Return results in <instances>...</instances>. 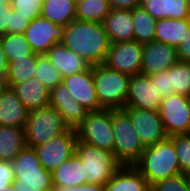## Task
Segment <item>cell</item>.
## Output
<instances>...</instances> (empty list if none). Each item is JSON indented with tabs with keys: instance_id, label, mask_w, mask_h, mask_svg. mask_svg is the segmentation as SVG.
Masks as SVG:
<instances>
[{
	"instance_id": "6da1fadb",
	"label": "cell",
	"mask_w": 190,
	"mask_h": 191,
	"mask_svg": "<svg viewBox=\"0 0 190 191\" xmlns=\"http://www.w3.org/2000/svg\"><path fill=\"white\" fill-rule=\"evenodd\" d=\"M61 43L91 66L104 63L110 46L102 23L78 20L65 26Z\"/></svg>"
},
{
	"instance_id": "7a4b0ae2",
	"label": "cell",
	"mask_w": 190,
	"mask_h": 191,
	"mask_svg": "<svg viewBox=\"0 0 190 191\" xmlns=\"http://www.w3.org/2000/svg\"><path fill=\"white\" fill-rule=\"evenodd\" d=\"M133 166L142 174L150 186L182 174L176 150L170 138L145 147L141 157Z\"/></svg>"
},
{
	"instance_id": "3957f363",
	"label": "cell",
	"mask_w": 190,
	"mask_h": 191,
	"mask_svg": "<svg viewBox=\"0 0 190 191\" xmlns=\"http://www.w3.org/2000/svg\"><path fill=\"white\" fill-rule=\"evenodd\" d=\"M96 94L102 109H123L128 94L130 75L99 64L93 65Z\"/></svg>"
},
{
	"instance_id": "277c9868",
	"label": "cell",
	"mask_w": 190,
	"mask_h": 191,
	"mask_svg": "<svg viewBox=\"0 0 190 191\" xmlns=\"http://www.w3.org/2000/svg\"><path fill=\"white\" fill-rule=\"evenodd\" d=\"M11 163L15 177L14 188L53 190L52 172L41 166L33 147L25 146Z\"/></svg>"
},
{
	"instance_id": "5b68a950",
	"label": "cell",
	"mask_w": 190,
	"mask_h": 191,
	"mask_svg": "<svg viewBox=\"0 0 190 191\" xmlns=\"http://www.w3.org/2000/svg\"><path fill=\"white\" fill-rule=\"evenodd\" d=\"M75 153L84 164L85 183L105 186L123 166L113 152L80 141L76 143Z\"/></svg>"
},
{
	"instance_id": "8992f818",
	"label": "cell",
	"mask_w": 190,
	"mask_h": 191,
	"mask_svg": "<svg viewBox=\"0 0 190 191\" xmlns=\"http://www.w3.org/2000/svg\"><path fill=\"white\" fill-rule=\"evenodd\" d=\"M114 134L113 153L122 165H134L145 147L134 129L128 113L124 109L112 110Z\"/></svg>"
},
{
	"instance_id": "52a82bcc",
	"label": "cell",
	"mask_w": 190,
	"mask_h": 191,
	"mask_svg": "<svg viewBox=\"0 0 190 191\" xmlns=\"http://www.w3.org/2000/svg\"><path fill=\"white\" fill-rule=\"evenodd\" d=\"M24 129L26 146L35 147L67 132L70 127L54 107L48 106L30 111Z\"/></svg>"
},
{
	"instance_id": "ba28073f",
	"label": "cell",
	"mask_w": 190,
	"mask_h": 191,
	"mask_svg": "<svg viewBox=\"0 0 190 191\" xmlns=\"http://www.w3.org/2000/svg\"><path fill=\"white\" fill-rule=\"evenodd\" d=\"M75 130L78 141L113 152L112 110L87 112L85 119Z\"/></svg>"
},
{
	"instance_id": "9c48e42d",
	"label": "cell",
	"mask_w": 190,
	"mask_h": 191,
	"mask_svg": "<svg viewBox=\"0 0 190 191\" xmlns=\"http://www.w3.org/2000/svg\"><path fill=\"white\" fill-rule=\"evenodd\" d=\"M159 115L169 137L190 134V97L168 95L162 99Z\"/></svg>"
},
{
	"instance_id": "30bf717a",
	"label": "cell",
	"mask_w": 190,
	"mask_h": 191,
	"mask_svg": "<svg viewBox=\"0 0 190 191\" xmlns=\"http://www.w3.org/2000/svg\"><path fill=\"white\" fill-rule=\"evenodd\" d=\"M77 141L76 130L70 128L67 132L33 147V149L41 166L52 172L75 153Z\"/></svg>"
},
{
	"instance_id": "8fae6325",
	"label": "cell",
	"mask_w": 190,
	"mask_h": 191,
	"mask_svg": "<svg viewBox=\"0 0 190 191\" xmlns=\"http://www.w3.org/2000/svg\"><path fill=\"white\" fill-rule=\"evenodd\" d=\"M143 44L137 41L110 43L104 65L116 71L135 75L141 73Z\"/></svg>"
},
{
	"instance_id": "7c38bea8",
	"label": "cell",
	"mask_w": 190,
	"mask_h": 191,
	"mask_svg": "<svg viewBox=\"0 0 190 191\" xmlns=\"http://www.w3.org/2000/svg\"><path fill=\"white\" fill-rule=\"evenodd\" d=\"M129 115L137 135L144 147L152 146L169 138L159 111L133 107L123 108Z\"/></svg>"
},
{
	"instance_id": "4fadbf2b",
	"label": "cell",
	"mask_w": 190,
	"mask_h": 191,
	"mask_svg": "<svg viewBox=\"0 0 190 191\" xmlns=\"http://www.w3.org/2000/svg\"><path fill=\"white\" fill-rule=\"evenodd\" d=\"M65 26L37 17L29 23L24 35L33 53L44 55L53 45L61 43Z\"/></svg>"
},
{
	"instance_id": "5bb4252c",
	"label": "cell",
	"mask_w": 190,
	"mask_h": 191,
	"mask_svg": "<svg viewBox=\"0 0 190 191\" xmlns=\"http://www.w3.org/2000/svg\"><path fill=\"white\" fill-rule=\"evenodd\" d=\"M161 92H158L149 75H131L128 84V94L125 107L159 111L162 102Z\"/></svg>"
},
{
	"instance_id": "9a60e30c",
	"label": "cell",
	"mask_w": 190,
	"mask_h": 191,
	"mask_svg": "<svg viewBox=\"0 0 190 191\" xmlns=\"http://www.w3.org/2000/svg\"><path fill=\"white\" fill-rule=\"evenodd\" d=\"M62 82L76 101L88 112L102 110L94 85L93 66L85 71L64 77Z\"/></svg>"
},
{
	"instance_id": "2e32d148",
	"label": "cell",
	"mask_w": 190,
	"mask_h": 191,
	"mask_svg": "<svg viewBox=\"0 0 190 191\" xmlns=\"http://www.w3.org/2000/svg\"><path fill=\"white\" fill-rule=\"evenodd\" d=\"M178 61L177 50L173 46L157 41L143 44L142 74L151 76L166 71Z\"/></svg>"
},
{
	"instance_id": "e0dca14e",
	"label": "cell",
	"mask_w": 190,
	"mask_h": 191,
	"mask_svg": "<svg viewBox=\"0 0 190 191\" xmlns=\"http://www.w3.org/2000/svg\"><path fill=\"white\" fill-rule=\"evenodd\" d=\"M49 106L54 107L71 129H76L87 115V110L76 101L62 83L50 90Z\"/></svg>"
},
{
	"instance_id": "ac0fdd59",
	"label": "cell",
	"mask_w": 190,
	"mask_h": 191,
	"mask_svg": "<svg viewBox=\"0 0 190 191\" xmlns=\"http://www.w3.org/2000/svg\"><path fill=\"white\" fill-rule=\"evenodd\" d=\"M29 112L13 88H0V126L25 128Z\"/></svg>"
},
{
	"instance_id": "d6986e66",
	"label": "cell",
	"mask_w": 190,
	"mask_h": 191,
	"mask_svg": "<svg viewBox=\"0 0 190 191\" xmlns=\"http://www.w3.org/2000/svg\"><path fill=\"white\" fill-rule=\"evenodd\" d=\"M102 25L110 43L134 41L131 10L110 9Z\"/></svg>"
},
{
	"instance_id": "ffe728a7",
	"label": "cell",
	"mask_w": 190,
	"mask_h": 191,
	"mask_svg": "<svg viewBox=\"0 0 190 191\" xmlns=\"http://www.w3.org/2000/svg\"><path fill=\"white\" fill-rule=\"evenodd\" d=\"M44 55L63 78L85 71L91 66L80 55L67 49L62 43L53 45Z\"/></svg>"
},
{
	"instance_id": "44dd1931",
	"label": "cell",
	"mask_w": 190,
	"mask_h": 191,
	"mask_svg": "<svg viewBox=\"0 0 190 191\" xmlns=\"http://www.w3.org/2000/svg\"><path fill=\"white\" fill-rule=\"evenodd\" d=\"M140 7L156 20L189 19L190 0H140Z\"/></svg>"
},
{
	"instance_id": "7402d4cb",
	"label": "cell",
	"mask_w": 190,
	"mask_h": 191,
	"mask_svg": "<svg viewBox=\"0 0 190 191\" xmlns=\"http://www.w3.org/2000/svg\"><path fill=\"white\" fill-rule=\"evenodd\" d=\"M13 89L29 111L49 106L50 90L36 77L16 84Z\"/></svg>"
},
{
	"instance_id": "603a6c76",
	"label": "cell",
	"mask_w": 190,
	"mask_h": 191,
	"mask_svg": "<svg viewBox=\"0 0 190 191\" xmlns=\"http://www.w3.org/2000/svg\"><path fill=\"white\" fill-rule=\"evenodd\" d=\"M105 191H151V186L133 165H123L107 182Z\"/></svg>"
},
{
	"instance_id": "cb8c5ba5",
	"label": "cell",
	"mask_w": 190,
	"mask_h": 191,
	"mask_svg": "<svg viewBox=\"0 0 190 191\" xmlns=\"http://www.w3.org/2000/svg\"><path fill=\"white\" fill-rule=\"evenodd\" d=\"M85 169L79 156L74 153L52 171L53 187H72L85 184Z\"/></svg>"
},
{
	"instance_id": "d4e9b609",
	"label": "cell",
	"mask_w": 190,
	"mask_h": 191,
	"mask_svg": "<svg viewBox=\"0 0 190 191\" xmlns=\"http://www.w3.org/2000/svg\"><path fill=\"white\" fill-rule=\"evenodd\" d=\"M189 27V19L165 18L157 20L154 41L177 48L186 38Z\"/></svg>"
},
{
	"instance_id": "484cf974",
	"label": "cell",
	"mask_w": 190,
	"mask_h": 191,
	"mask_svg": "<svg viewBox=\"0 0 190 191\" xmlns=\"http://www.w3.org/2000/svg\"><path fill=\"white\" fill-rule=\"evenodd\" d=\"M25 146L23 127L0 126V161L12 162Z\"/></svg>"
},
{
	"instance_id": "4316f807",
	"label": "cell",
	"mask_w": 190,
	"mask_h": 191,
	"mask_svg": "<svg viewBox=\"0 0 190 191\" xmlns=\"http://www.w3.org/2000/svg\"><path fill=\"white\" fill-rule=\"evenodd\" d=\"M75 6L73 0H43L40 16L57 25L67 26L76 20Z\"/></svg>"
},
{
	"instance_id": "83f0119b",
	"label": "cell",
	"mask_w": 190,
	"mask_h": 191,
	"mask_svg": "<svg viewBox=\"0 0 190 191\" xmlns=\"http://www.w3.org/2000/svg\"><path fill=\"white\" fill-rule=\"evenodd\" d=\"M37 54L32 53L25 58H15L8 63L5 86L13 88L18 83L35 76Z\"/></svg>"
},
{
	"instance_id": "f1b7e54d",
	"label": "cell",
	"mask_w": 190,
	"mask_h": 191,
	"mask_svg": "<svg viewBox=\"0 0 190 191\" xmlns=\"http://www.w3.org/2000/svg\"><path fill=\"white\" fill-rule=\"evenodd\" d=\"M131 12L134 41L141 44L154 41L157 20L141 7L134 8Z\"/></svg>"
},
{
	"instance_id": "f546056e",
	"label": "cell",
	"mask_w": 190,
	"mask_h": 191,
	"mask_svg": "<svg viewBox=\"0 0 190 191\" xmlns=\"http://www.w3.org/2000/svg\"><path fill=\"white\" fill-rule=\"evenodd\" d=\"M110 9L108 0H84L75 6L76 20L102 23Z\"/></svg>"
},
{
	"instance_id": "4dcf8cb0",
	"label": "cell",
	"mask_w": 190,
	"mask_h": 191,
	"mask_svg": "<svg viewBox=\"0 0 190 191\" xmlns=\"http://www.w3.org/2000/svg\"><path fill=\"white\" fill-rule=\"evenodd\" d=\"M0 43L8 63L15 58H25L33 51L24 34L14 33L0 36Z\"/></svg>"
},
{
	"instance_id": "1f68e13d",
	"label": "cell",
	"mask_w": 190,
	"mask_h": 191,
	"mask_svg": "<svg viewBox=\"0 0 190 191\" xmlns=\"http://www.w3.org/2000/svg\"><path fill=\"white\" fill-rule=\"evenodd\" d=\"M170 87L175 94L190 97V62L178 61L170 67Z\"/></svg>"
},
{
	"instance_id": "d6a6232c",
	"label": "cell",
	"mask_w": 190,
	"mask_h": 191,
	"mask_svg": "<svg viewBox=\"0 0 190 191\" xmlns=\"http://www.w3.org/2000/svg\"><path fill=\"white\" fill-rule=\"evenodd\" d=\"M49 90L62 83L63 77L45 55H37L35 76Z\"/></svg>"
},
{
	"instance_id": "836d02e7",
	"label": "cell",
	"mask_w": 190,
	"mask_h": 191,
	"mask_svg": "<svg viewBox=\"0 0 190 191\" xmlns=\"http://www.w3.org/2000/svg\"><path fill=\"white\" fill-rule=\"evenodd\" d=\"M174 144L182 174L190 173V134L169 137Z\"/></svg>"
},
{
	"instance_id": "e575fe53",
	"label": "cell",
	"mask_w": 190,
	"mask_h": 191,
	"mask_svg": "<svg viewBox=\"0 0 190 191\" xmlns=\"http://www.w3.org/2000/svg\"><path fill=\"white\" fill-rule=\"evenodd\" d=\"M10 4L17 14L26 17L31 22L40 17L43 0H10Z\"/></svg>"
},
{
	"instance_id": "d590c367",
	"label": "cell",
	"mask_w": 190,
	"mask_h": 191,
	"mask_svg": "<svg viewBox=\"0 0 190 191\" xmlns=\"http://www.w3.org/2000/svg\"><path fill=\"white\" fill-rule=\"evenodd\" d=\"M151 191H190L187 174L159 181L151 186Z\"/></svg>"
},
{
	"instance_id": "8d00e7d4",
	"label": "cell",
	"mask_w": 190,
	"mask_h": 191,
	"mask_svg": "<svg viewBox=\"0 0 190 191\" xmlns=\"http://www.w3.org/2000/svg\"><path fill=\"white\" fill-rule=\"evenodd\" d=\"M150 77L152 84H155L158 92H161L162 98L175 94L174 90L170 87V68L166 71L152 74Z\"/></svg>"
},
{
	"instance_id": "74e56055",
	"label": "cell",
	"mask_w": 190,
	"mask_h": 191,
	"mask_svg": "<svg viewBox=\"0 0 190 191\" xmlns=\"http://www.w3.org/2000/svg\"><path fill=\"white\" fill-rule=\"evenodd\" d=\"M14 180L12 163L0 161V191H6L14 183Z\"/></svg>"
},
{
	"instance_id": "f35d334b",
	"label": "cell",
	"mask_w": 190,
	"mask_h": 191,
	"mask_svg": "<svg viewBox=\"0 0 190 191\" xmlns=\"http://www.w3.org/2000/svg\"><path fill=\"white\" fill-rule=\"evenodd\" d=\"M30 21L12 10L10 15V34L19 33L24 34L26 28L29 26Z\"/></svg>"
},
{
	"instance_id": "ab89813d",
	"label": "cell",
	"mask_w": 190,
	"mask_h": 191,
	"mask_svg": "<svg viewBox=\"0 0 190 191\" xmlns=\"http://www.w3.org/2000/svg\"><path fill=\"white\" fill-rule=\"evenodd\" d=\"M13 7L10 3L0 4V36L10 34V15Z\"/></svg>"
},
{
	"instance_id": "60d3db41",
	"label": "cell",
	"mask_w": 190,
	"mask_h": 191,
	"mask_svg": "<svg viewBox=\"0 0 190 191\" xmlns=\"http://www.w3.org/2000/svg\"><path fill=\"white\" fill-rule=\"evenodd\" d=\"M177 57L179 61L190 62V27L181 44L177 46Z\"/></svg>"
},
{
	"instance_id": "b9f144b4",
	"label": "cell",
	"mask_w": 190,
	"mask_h": 191,
	"mask_svg": "<svg viewBox=\"0 0 190 191\" xmlns=\"http://www.w3.org/2000/svg\"><path fill=\"white\" fill-rule=\"evenodd\" d=\"M53 190L54 191H105V186L85 183L83 185L72 186V187L57 186L53 187Z\"/></svg>"
},
{
	"instance_id": "7bdbcfd3",
	"label": "cell",
	"mask_w": 190,
	"mask_h": 191,
	"mask_svg": "<svg viewBox=\"0 0 190 191\" xmlns=\"http://www.w3.org/2000/svg\"><path fill=\"white\" fill-rule=\"evenodd\" d=\"M111 9L133 10L140 7V0H108Z\"/></svg>"
},
{
	"instance_id": "ee69618b",
	"label": "cell",
	"mask_w": 190,
	"mask_h": 191,
	"mask_svg": "<svg viewBox=\"0 0 190 191\" xmlns=\"http://www.w3.org/2000/svg\"><path fill=\"white\" fill-rule=\"evenodd\" d=\"M7 71H8V61L2 49V45L0 43V74L4 78H6Z\"/></svg>"
},
{
	"instance_id": "f6af8a7d",
	"label": "cell",
	"mask_w": 190,
	"mask_h": 191,
	"mask_svg": "<svg viewBox=\"0 0 190 191\" xmlns=\"http://www.w3.org/2000/svg\"><path fill=\"white\" fill-rule=\"evenodd\" d=\"M5 85V78L0 74V88Z\"/></svg>"
},
{
	"instance_id": "bcb514c9",
	"label": "cell",
	"mask_w": 190,
	"mask_h": 191,
	"mask_svg": "<svg viewBox=\"0 0 190 191\" xmlns=\"http://www.w3.org/2000/svg\"><path fill=\"white\" fill-rule=\"evenodd\" d=\"M16 191H39V190H29V189H19L15 188Z\"/></svg>"
},
{
	"instance_id": "7dc6e473",
	"label": "cell",
	"mask_w": 190,
	"mask_h": 191,
	"mask_svg": "<svg viewBox=\"0 0 190 191\" xmlns=\"http://www.w3.org/2000/svg\"><path fill=\"white\" fill-rule=\"evenodd\" d=\"M6 191H16L14 185H10Z\"/></svg>"
},
{
	"instance_id": "c3c4849f",
	"label": "cell",
	"mask_w": 190,
	"mask_h": 191,
	"mask_svg": "<svg viewBox=\"0 0 190 191\" xmlns=\"http://www.w3.org/2000/svg\"><path fill=\"white\" fill-rule=\"evenodd\" d=\"M3 3H10V0H0V4H3Z\"/></svg>"
},
{
	"instance_id": "681fc988",
	"label": "cell",
	"mask_w": 190,
	"mask_h": 191,
	"mask_svg": "<svg viewBox=\"0 0 190 191\" xmlns=\"http://www.w3.org/2000/svg\"><path fill=\"white\" fill-rule=\"evenodd\" d=\"M187 178H188V183H189V186H190V173L187 174Z\"/></svg>"
},
{
	"instance_id": "f907efd6",
	"label": "cell",
	"mask_w": 190,
	"mask_h": 191,
	"mask_svg": "<svg viewBox=\"0 0 190 191\" xmlns=\"http://www.w3.org/2000/svg\"><path fill=\"white\" fill-rule=\"evenodd\" d=\"M75 4L81 2V1H84V0H73Z\"/></svg>"
}]
</instances>
